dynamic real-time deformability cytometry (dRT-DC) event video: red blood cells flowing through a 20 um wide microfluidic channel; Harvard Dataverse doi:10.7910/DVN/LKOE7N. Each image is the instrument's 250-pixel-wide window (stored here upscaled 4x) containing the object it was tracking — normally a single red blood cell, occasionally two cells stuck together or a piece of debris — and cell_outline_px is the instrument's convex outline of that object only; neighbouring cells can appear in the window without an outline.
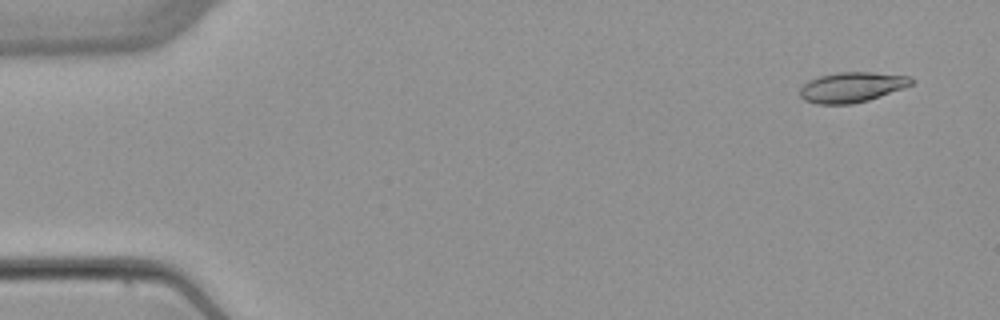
{"species": "common noctule bat (a hibernating species)", "species_latin": "Nyctalus noctula", "temperature_condition": "warm", "stored_images_in_passage": 7, "camera_frame_rate_fps": 3000, "um_per_image_px": 0.085, "animal": {"sex": "female", "body_mass_g": 22.7, "forearm_length_mm": 54.2}, "frame": {"image": 1, "passage_image": 1, "time_ms": 0.0, "image_size_px": [1000, 320], "cell_outline_px": [[916, 80], [912, 84], [904, 88], [868, 100], [852, 104], [816, 104], [804, 100], [800, 96], [800, 88], [808, 80], [820, 76], [840, 72], [872, 72], [912, 76]], "centroid_in_image_um": [72.43, 7.41], "position_along_channel_um": 12.6, "area_um2": 19.71}}
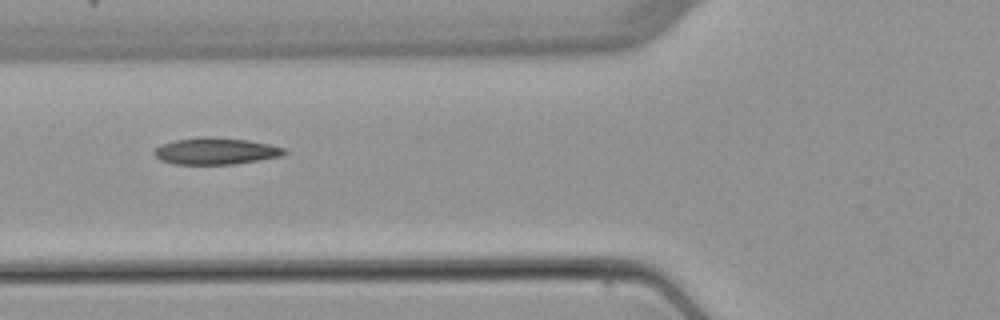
{"frame": {"image": 2, "passage_image": 5, "time_ms": 5.667, "image_size_px": [1000, 320], "cell_outline_px": [[288, 152], [284, 156], [236, 164], [172, 164], [160, 160], [152, 152], [160, 144], [176, 140], [200, 136], [208, 136], [248, 140], [268, 144], [284, 148]], "centroid_in_image_um": [18.34, 12.84], "position_along_channel_um": 107.5, "area_um2": 20.46}}
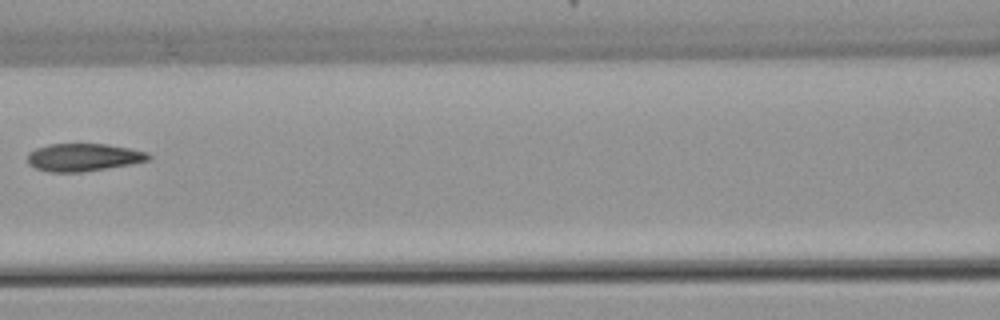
{"frame": {"image": 3, "passage_image": 6, "time_ms": 7.0, "image_size_px": [1000, 320], "cell_outline_px": [[152, 156], [148, 160], [132, 164], [108, 168], [80, 172], [48, 172], [36, 168], [28, 164], [28, 152], [36, 148], [48, 144], [108, 144], [148, 152]], "centroid_in_image_um": [7.09, 13.37], "position_along_channel_um": 159.5, "area_um2": 19.59}}